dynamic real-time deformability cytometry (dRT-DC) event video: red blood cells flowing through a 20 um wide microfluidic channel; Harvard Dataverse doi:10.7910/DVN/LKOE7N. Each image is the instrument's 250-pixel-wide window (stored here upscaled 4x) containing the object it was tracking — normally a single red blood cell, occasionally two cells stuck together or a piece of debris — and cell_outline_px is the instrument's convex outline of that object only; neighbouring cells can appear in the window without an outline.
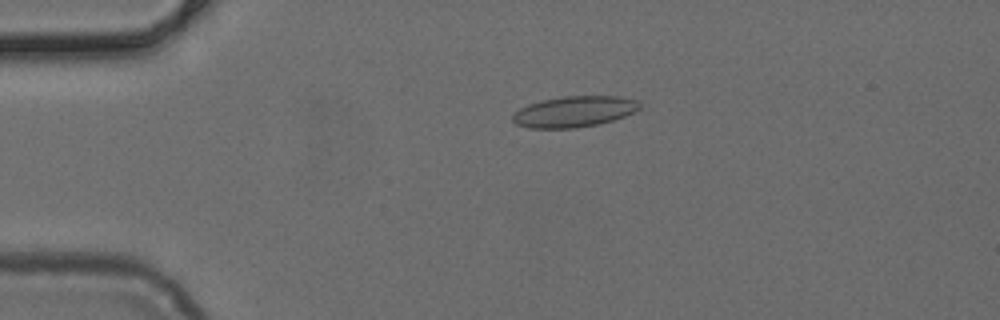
{"species": "common noctule bat (a hibernating species)", "species_latin": "Nyctalus noctula", "temperature_condition": "cold", "stored_images_in_passage": 6, "camera_frame_rate_fps": 3000, "um_per_image_px": 0.085, "animal": {"sex": "female", "body_mass_g": 24.6, "forearm_length_mm": 56.2}, "frame": {"image": 1, "passage_image": 1, "time_ms": 0.0, "image_size_px": [1000, 320], "cell_outline_px": [[640, 108], [624, 116], [600, 124], [576, 128], [528, 128], [516, 124], [512, 120], [512, 116], [520, 108], [528, 104], [544, 100], [564, 96], [616, 96], [636, 100], [640, 104]], "centroid_in_image_um": [48.78, 9.49], "position_along_channel_um": 36.2, "area_um2": 22.72}}